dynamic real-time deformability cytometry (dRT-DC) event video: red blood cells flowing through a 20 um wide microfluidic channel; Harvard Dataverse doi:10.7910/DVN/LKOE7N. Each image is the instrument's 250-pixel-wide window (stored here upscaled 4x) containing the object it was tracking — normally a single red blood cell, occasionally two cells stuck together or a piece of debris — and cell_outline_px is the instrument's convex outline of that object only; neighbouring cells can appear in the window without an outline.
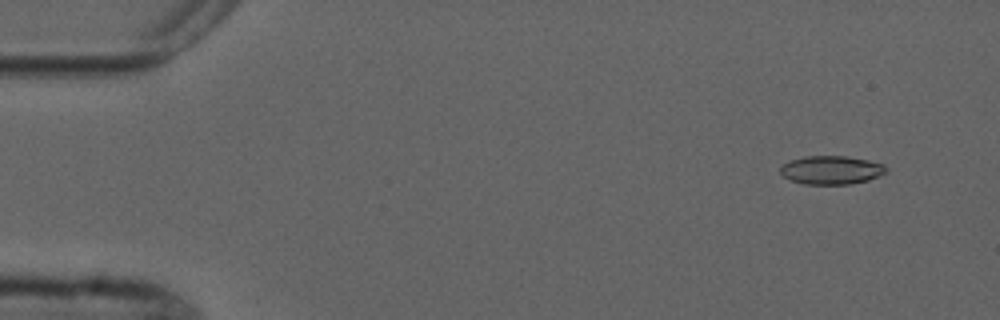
{"species": "common noctule bat (a hibernating species)", "species_latin": "Nyctalus noctula", "temperature_condition": "cold", "stored_images_in_passage": 3, "camera_frame_rate_fps": 3000, "um_per_image_px": 0.085, "animal": {"sex": "male", "forearm_length_mm": 52.5}, "frame": {"image": 1, "passage_image": 1, "time_ms": 0.0, "image_size_px": [1000, 320], "cell_outline_px": [[888, 172], [880, 176], [868, 180], [852, 184], [804, 184], [792, 180], [784, 176], [780, 172], [780, 164], [788, 160], [804, 156], [848, 156], [868, 160], [884, 164], [888, 168]], "centroid_in_image_um": [70.68, 14.44], "position_along_channel_um": 14.3, "area_um2": 17.86}}